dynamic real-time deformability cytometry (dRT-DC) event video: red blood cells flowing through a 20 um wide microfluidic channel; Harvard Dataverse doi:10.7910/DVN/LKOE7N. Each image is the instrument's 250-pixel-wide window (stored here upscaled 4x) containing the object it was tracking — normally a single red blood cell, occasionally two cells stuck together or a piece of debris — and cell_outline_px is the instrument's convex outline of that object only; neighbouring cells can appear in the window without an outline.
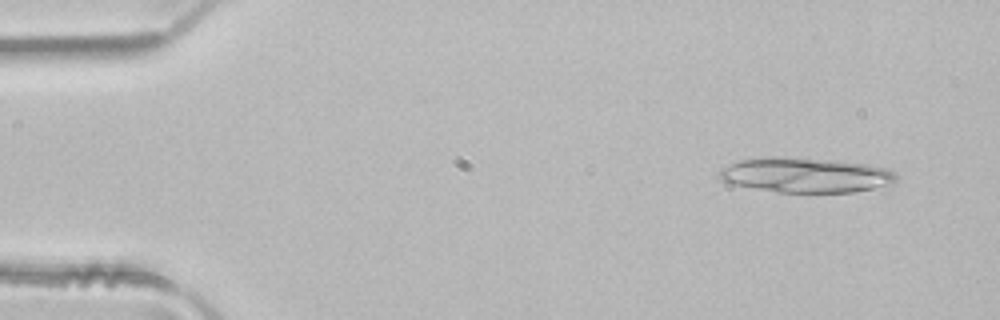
{"species": "common noctule bat (a hibernating species)", "species_latin": "Nyctalus noctula", "temperature_condition": "room temperature", "stored_images_in_passage": 3, "camera_frame_rate_fps": 3000, "um_per_image_px": 0.085, "animal": {"sex": "male", "body_mass_g": 21.5, "forearm_length_mm": 52.0}, "frame": {"image": 1, "passage_image": 1, "time_ms": 0.0, "image_size_px": [1000, 320], "cell_outline_px": [[896, 180], [892, 184], [856, 192], [776, 192], [732, 184], [720, 180], [720, 168], [740, 160], [764, 156], [772, 156], [820, 160], [864, 164], [884, 168], [896, 172]], "centroid_in_image_um": [68.44, 14.89], "position_along_channel_um": 16.6, "area_um2": 35.55}}